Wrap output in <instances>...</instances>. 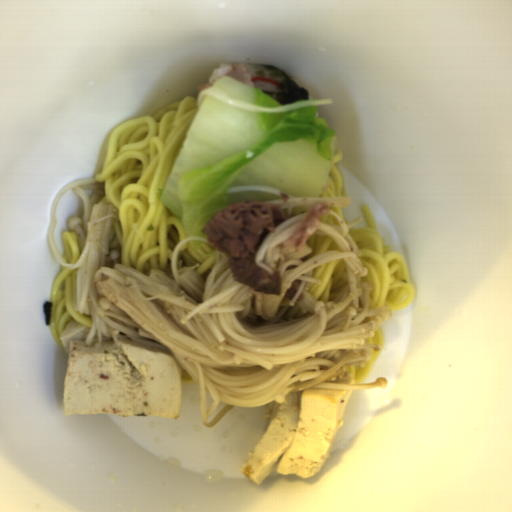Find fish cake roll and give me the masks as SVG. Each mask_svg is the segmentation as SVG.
Returning a JSON list of instances; mask_svg holds the SVG:
<instances>
[{
	"instance_id": "1",
	"label": "fish cake roll",
	"mask_w": 512,
	"mask_h": 512,
	"mask_svg": "<svg viewBox=\"0 0 512 512\" xmlns=\"http://www.w3.org/2000/svg\"><path fill=\"white\" fill-rule=\"evenodd\" d=\"M242 65L246 67L256 90H262L263 93L276 101L279 92H281L278 84L283 82L284 78L274 77L272 71L259 64Z\"/></svg>"
}]
</instances>
